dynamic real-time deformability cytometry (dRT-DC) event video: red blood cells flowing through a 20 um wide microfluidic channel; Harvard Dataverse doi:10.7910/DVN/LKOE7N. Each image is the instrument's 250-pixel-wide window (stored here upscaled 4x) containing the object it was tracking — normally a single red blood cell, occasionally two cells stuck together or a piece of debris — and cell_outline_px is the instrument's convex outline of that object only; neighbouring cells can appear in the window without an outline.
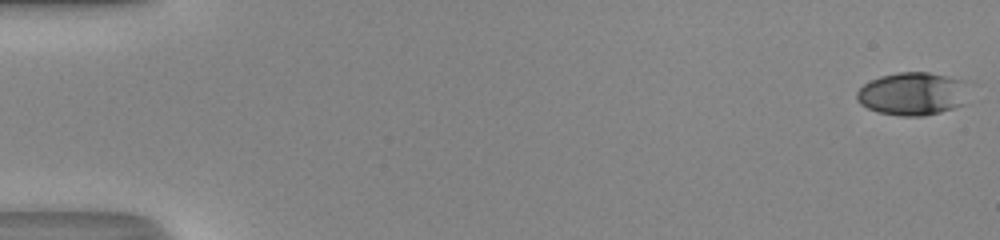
{"species": "human", "species_latin": "Homo sapiens", "temperature_condition": "room temperature", "stored_images_in_passage": 50, "camera_frame_rate_fps": 3000, "um_per_image_px": 0.085, "donor": {"sex": "male"}, "frame": {"image": 1, "passage_image": 1, "time_ms": 0.0, "image_size_px": [1000, 240], "cell_outline_px": [[964, 104], [940, 112], [924, 116], [900, 116], [876, 112], [860, 104], [856, 100], [856, 92], [864, 84], [880, 76], [896, 72], [928, 72], [948, 76], [960, 80]], "centroid_in_image_um": [77.44, 7.98], "position_along_channel_um": 7.6, "area_um2": 27.57}}
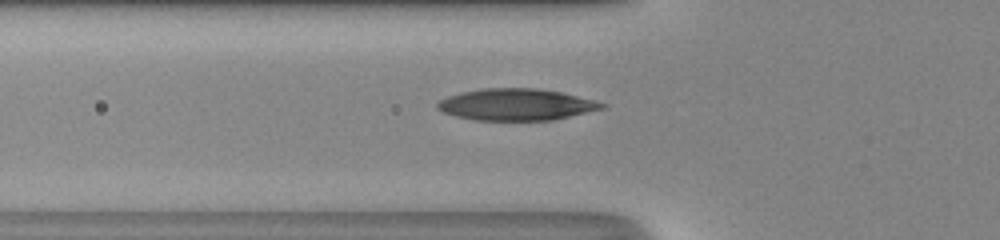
{"frame": {"image": 2, "passage_image": 19, "time_ms": 6.0, "image_size_px": [1000, 240], "cell_outline_px": [[608, 108], [552, 120], [476, 120], [456, 116], [444, 112], [436, 108], [436, 104], [440, 100], [448, 96], [460, 92], [480, 88], [536, 88], [560, 92], [608, 104]], "centroid_in_image_um": [43.89, 8.88], "position_along_channel_um": 81.9, "area_um2": 30.35}}
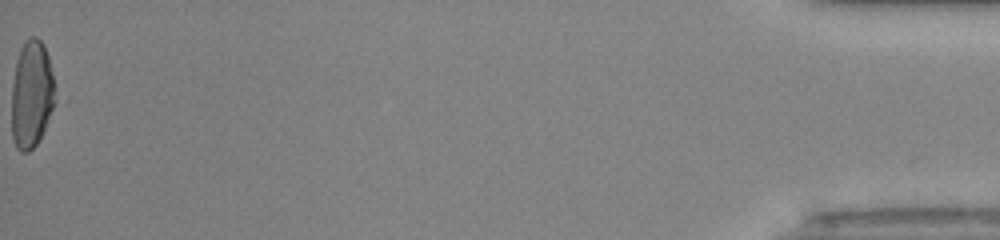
{"frame": {"image": 3, "passage_image": 50, "time_ms": 16.333, "image_size_px": [1000, 240], "cell_outline_px": [[56, 100], [44, 132], [36, 144], [28, 152], [20, 152], [16, 148], [12, 140], [12, 84], [16, 60], [20, 48], [24, 40], [28, 36], [36, 36], [44, 44], [48, 56], [52, 76]], "centroid_in_image_um": [2.67, 8.02], "position_along_channel_um": 432.5, "area_um2": 27.57}, "authors_computed_cell_mechanics": {"area_um2": 29.6225, "velocity_mm_per_s": 4.3714, "shape_relaxation_time_tau1_ms": 5.8195, "shape_relaxation_time_tau2_ms": 1.3237, "deformation_change_tau1": 0.2327, "deformation_change_tau2": 0.073}}